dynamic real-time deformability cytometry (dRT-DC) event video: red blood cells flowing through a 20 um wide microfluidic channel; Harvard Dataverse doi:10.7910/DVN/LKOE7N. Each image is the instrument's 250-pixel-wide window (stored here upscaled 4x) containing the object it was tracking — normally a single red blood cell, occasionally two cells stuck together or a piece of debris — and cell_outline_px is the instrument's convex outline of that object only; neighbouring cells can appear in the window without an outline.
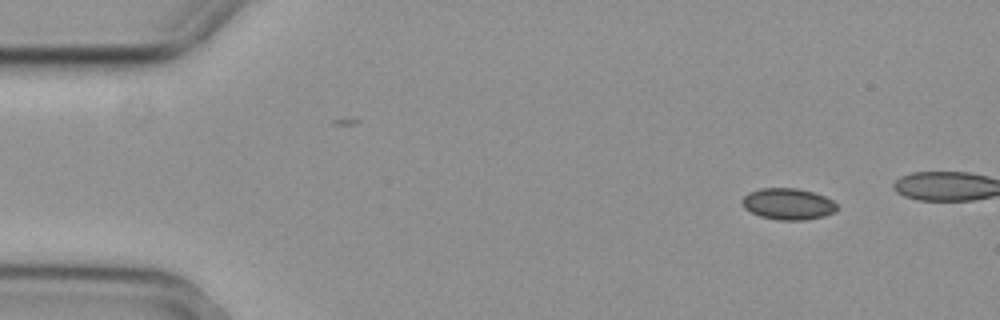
{"species": "common noctule bat (a hibernating species)", "species_latin": "Nyctalus noctula", "temperature_condition": "cold", "stored_images_in_passage": 4, "camera_frame_rate_fps": 3000, "um_per_image_px": 0.085, "animal": {"sex": "female", "body_mass_g": 29.2, "forearm_length_mm": 56.3}, "frame": {"image": 1, "passage_image": 1, "time_ms": 0.0, "image_size_px": [1000, 320], "cell_outline_px": [[840, 208], [836, 212], [824, 216], [804, 220], [776, 220], [760, 216], [744, 208], [740, 200], [748, 192], [760, 188], [796, 188], [812, 192], [824, 196], [832, 200]], "centroid_in_image_um": [66.98, 17.34], "position_along_channel_um": 18.0, "area_um2": 17.51}}